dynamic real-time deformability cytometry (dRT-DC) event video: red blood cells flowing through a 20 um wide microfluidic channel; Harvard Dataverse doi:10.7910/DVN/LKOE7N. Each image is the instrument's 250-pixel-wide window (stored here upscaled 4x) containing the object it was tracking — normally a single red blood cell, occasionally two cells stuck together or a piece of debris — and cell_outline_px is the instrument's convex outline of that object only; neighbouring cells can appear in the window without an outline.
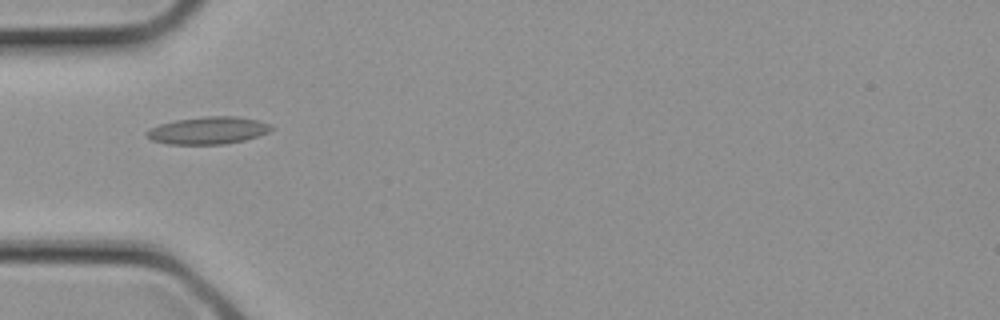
{"species": "common noctule bat (a hibernating species)", "species_latin": "Nyctalus noctula", "temperature_condition": "cold", "stored_images_in_passage": 12, "camera_frame_rate_fps": 3000, "um_per_image_px": 0.085, "animal": {"sex": "female", "body_mass_g": 21.9}, "frame": {"image": 1, "passage_image": 9, "time_ms": 2.667, "image_size_px": [1000, 320], "cell_outline_px": [[276, 128], [268, 132], [244, 140], [224, 144], [168, 144], [152, 140], [148, 136], [148, 128], [160, 124], [176, 120], [204, 116], [236, 116], [256, 120], [268, 124]], "centroid_in_image_um": [17.69, 11.08], "position_along_channel_um": 67.3, "area_um2": 19.65}}
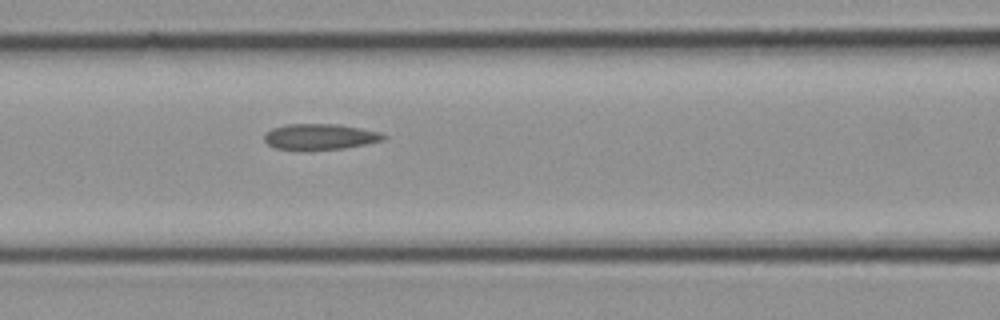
{"frame": {"image": 2, "passage_image": 12, "time_ms": 3.667, "image_size_px": [1000, 320], "cell_outline_px": [[388, 136], [384, 140], [344, 148], [308, 152], [300, 152], [276, 148], [268, 144], [264, 140], [264, 132], [272, 128], [284, 124], [336, 124], [360, 128], [380, 132]], "centroid_in_image_um": [27.14, 11.65], "position_along_channel_um": 139.5, "area_um2": 18.55}}